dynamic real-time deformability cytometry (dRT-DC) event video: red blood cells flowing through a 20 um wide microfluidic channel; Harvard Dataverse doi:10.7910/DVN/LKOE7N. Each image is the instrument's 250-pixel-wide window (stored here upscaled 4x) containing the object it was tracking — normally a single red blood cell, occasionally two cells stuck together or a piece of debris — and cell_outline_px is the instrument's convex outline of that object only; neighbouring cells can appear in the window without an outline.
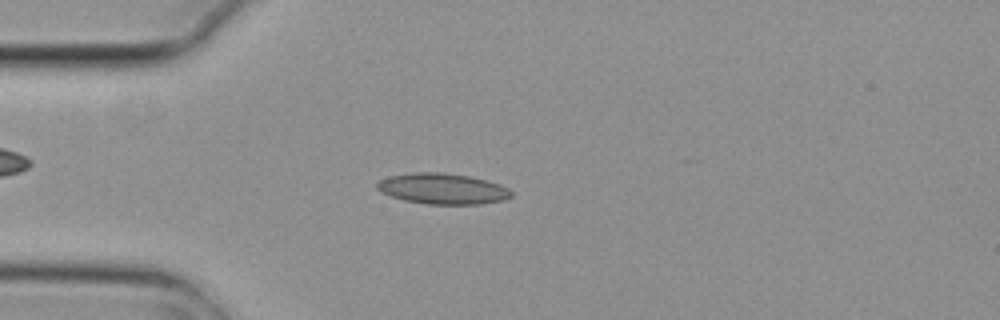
{"species": "common noctule bat (a hibernating species)", "species_latin": "Nyctalus noctula", "temperature_condition": "cold", "stored_images_in_passage": 3, "camera_frame_rate_fps": 3000, "um_per_image_px": 0.085, "animal": {"sex": "female", "body_mass_g": 29.2, "forearm_length_mm": 56.3}, "frame": {"image": 1, "passage_image": 3, "time_ms": 0.667, "image_size_px": [1000, 320], "cell_outline_px": [[512, 196], [504, 200], [480, 204], [428, 204], [404, 200], [380, 192], [376, 188], [376, 184], [380, 180], [388, 176], [412, 172], [440, 172], [468, 176], [500, 184], [508, 188], [512, 192]], "centroid_in_image_um": [37.6, 16.04], "position_along_channel_um": 47.4, "area_um2": 24.04}}